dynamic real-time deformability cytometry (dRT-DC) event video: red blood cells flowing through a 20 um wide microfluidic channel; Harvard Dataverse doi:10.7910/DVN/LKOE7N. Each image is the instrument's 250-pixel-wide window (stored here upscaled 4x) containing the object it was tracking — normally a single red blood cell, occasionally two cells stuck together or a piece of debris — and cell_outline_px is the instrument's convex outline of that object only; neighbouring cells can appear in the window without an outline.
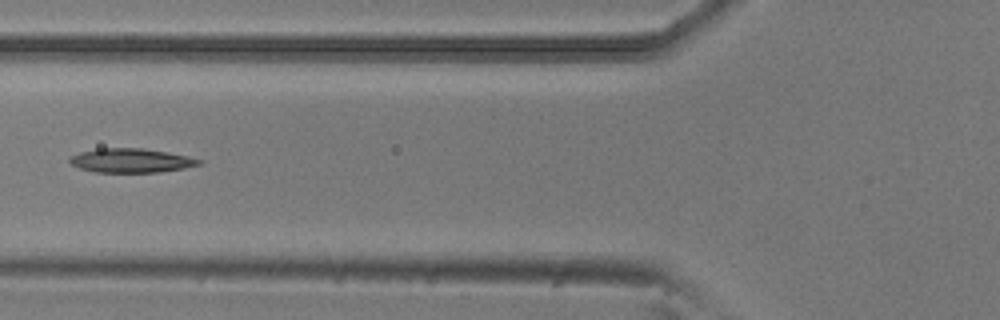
{"species": "common noctule bat (a hibernating species)", "species_latin": "Nyctalus noctula", "temperature_condition": "room temperature", "stored_images_in_passage": 6, "camera_frame_rate_fps": 3000, "um_per_image_px": 0.085, "animal": {"sex": "male", "body_mass_g": 20.5, "forearm_length_mm": 52.5}, "frame": {"image": 1, "passage_image": 5, "time_ms": 1.333, "image_size_px": [1000, 320], "cell_outline_px": [[204, 160], [200, 164], [184, 168], [160, 172], [96, 172], [80, 168], [72, 164], [68, 160], [72, 156], [80, 152], [96, 148], [144, 148], [168, 152], [188, 156]], "centroid_in_image_um": [11.16, 13.64], "position_along_channel_um": 114.6, "area_um2": 18.15}}
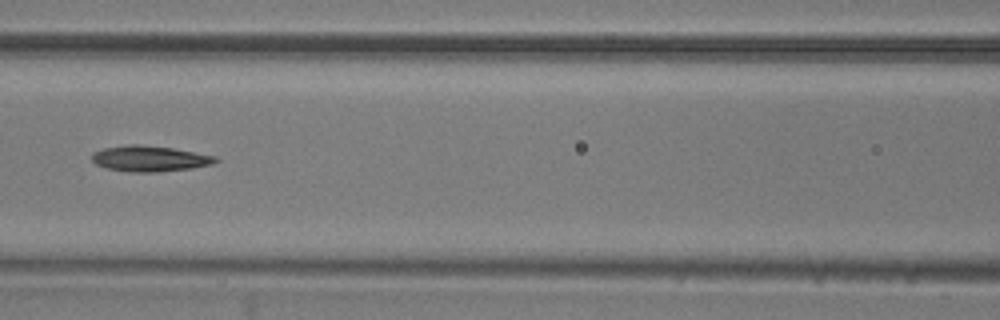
{"frame": {"image": 2, "passage_image": 6, "time_ms": 1.667, "image_size_px": [1000, 320], "cell_outline_px": [[220, 160], [212, 164], [192, 168], [160, 172], [128, 172], [108, 168], [96, 164], [92, 160], [92, 152], [104, 148], [128, 144], [140, 144], [172, 148], [216, 156]], "centroid_in_image_um": [12.73, 13.48], "position_along_channel_um": 153.9, "area_um2": 18.61}}